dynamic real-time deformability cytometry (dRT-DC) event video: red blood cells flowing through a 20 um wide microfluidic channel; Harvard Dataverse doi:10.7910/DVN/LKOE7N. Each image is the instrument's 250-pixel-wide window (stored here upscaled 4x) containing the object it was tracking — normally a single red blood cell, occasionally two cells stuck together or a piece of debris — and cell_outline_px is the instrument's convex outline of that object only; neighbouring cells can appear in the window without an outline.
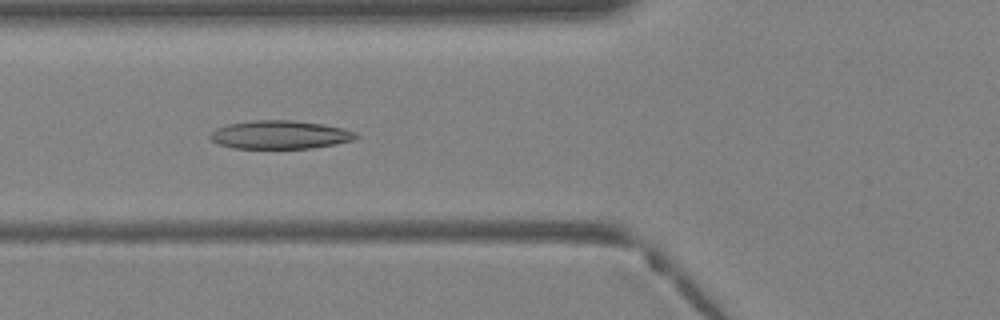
{"species": "Egyptian fruit bat (a non-hibernating species)", "species_latin": "Rousettus aegyptiacus", "temperature_condition": "warm", "stored_images_in_passage": 40, "camera_frame_rate_fps": 3000, "um_per_image_px": 0.085, "animal": {"sex": "female"}, "frame": {"image": 1, "passage_image": 15, "time_ms": 4.667, "image_size_px": [1000, 320], "cell_outline_px": [[360, 136], [352, 140], [336, 144], [312, 148], [232, 148], [220, 144], [212, 140], [208, 136], [216, 128], [228, 124], [252, 120], [292, 120], [324, 124], [344, 128], [356, 132]], "centroid_in_image_um": [23.82, 11.45], "position_along_channel_um": 102.0, "area_um2": 24.16}}
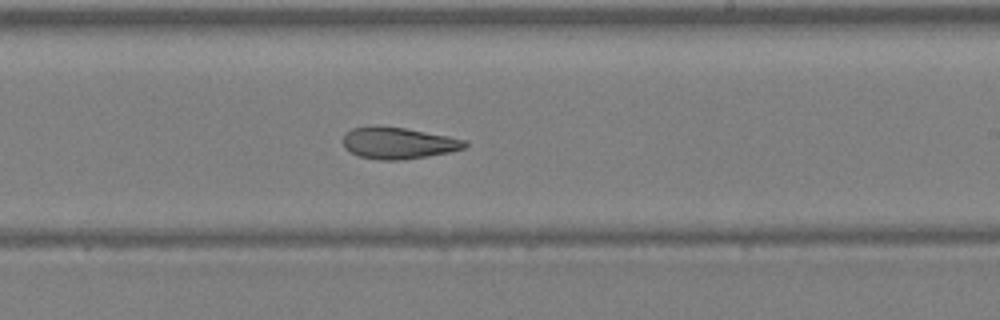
{"frame": {"image": 2, "passage_image": 24, "time_ms": 7.667, "image_size_px": [1000, 320], "cell_outline_px": [[468, 144], [464, 148], [448, 152], [428, 156], [404, 160], [380, 160], [360, 156], [344, 148], [344, 132], [352, 128], [376, 124], [404, 128], [448, 136], [468, 140]], "centroid_in_image_um": [33.84, 12.14], "position_along_channel_um": 255.2, "area_um2": 22.6}}
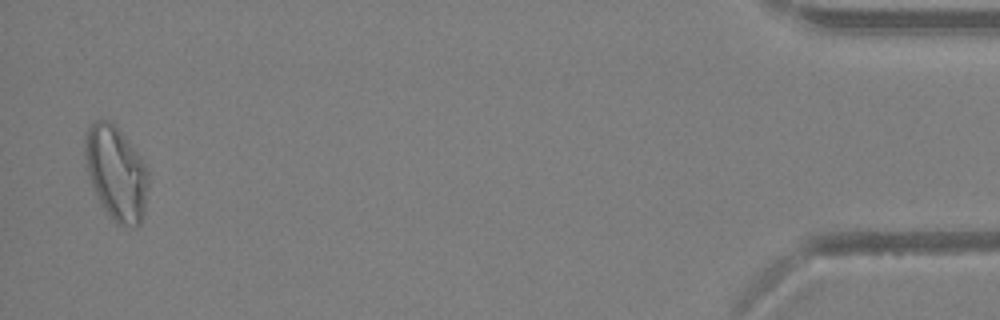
{"frame": {"image": 3, "passage_image": 39, "time_ms": 12.667, "image_size_px": [1000, 320], "cell_outline_px": [[148, 184], [144, 216], [140, 224], [136, 228], [116, 224], [112, 220], [100, 204], [92, 188], [88, 176], [84, 156], [84, 136], [88, 128], [96, 120], [112, 120], [140, 156], [148, 168]], "centroid_in_image_um": [9.87, 14.74], "position_along_channel_um": 425.3, "area_um2": 35.37}}